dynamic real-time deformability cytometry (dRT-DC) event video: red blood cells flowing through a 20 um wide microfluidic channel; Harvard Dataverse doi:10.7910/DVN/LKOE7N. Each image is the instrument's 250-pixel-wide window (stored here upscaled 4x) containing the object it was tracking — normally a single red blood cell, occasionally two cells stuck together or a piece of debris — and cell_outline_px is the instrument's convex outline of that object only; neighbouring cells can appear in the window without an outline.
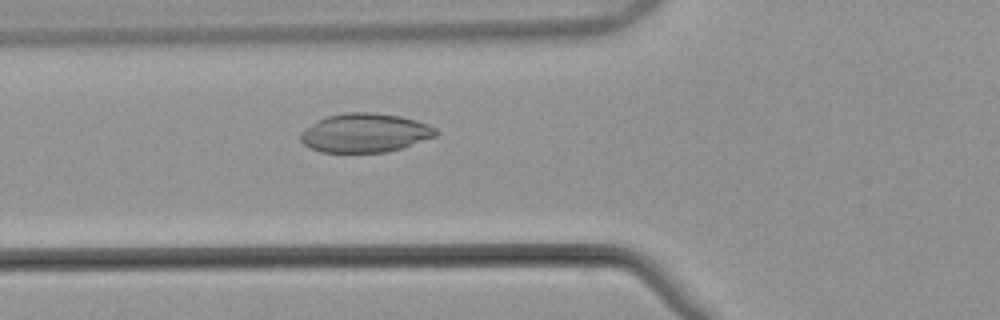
{"species": "common noctule bat (a hibernating species)", "species_latin": "Nyctalus noctula", "temperature_condition": "warm", "stored_images_in_passage": 39, "camera_frame_rate_fps": 3000, "um_per_image_px": 0.085, "animal": {"sex": "male", "body_mass_g": 21.5, "forearm_length_mm": 52.0}, "frame": {"image": 1, "passage_image": 6, "time_ms": 1.667, "image_size_px": [1000, 320], "cell_outline_px": [[440, 132], [436, 136], [400, 148], [384, 152], [320, 152], [304, 144], [300, 140], [300, 132], [316, 120], [324, 116], [344, 112], [372, 112], [400, 116], [416, 120], [428, 124], [436, 128]], "centroid_in_image_um": [31.0, 11.28], "position_along_channel_um": 94.8, "area_um2": 30.81}}
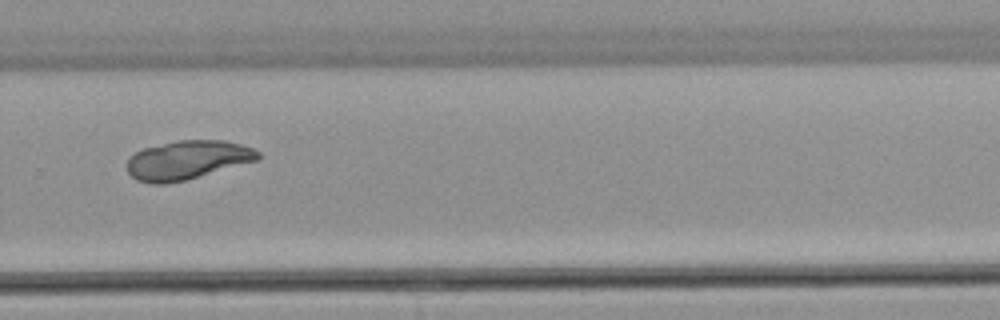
{"frame": {"image": 2, "passage_image": 23, "time_ms": 7.333, "image_size_px": [1000, 320], "cell_outline_px": [[260, 156], [256, 160], [184, 180], [164, 184], [152, 184], [136, 180], [128, 172], [128, 160], [136, 152], [144, 148], [176, 140], [224, 140], [240, 144], [252, 148], [260, 152]], "centroid_in_image_um": [15.9, 13.59], "position_along_channel_um": 313.9, "area_um2": 29.19}}
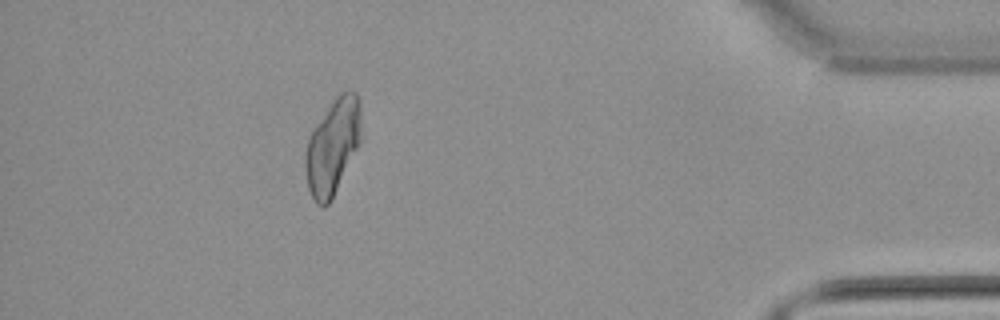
{"frame": {"image": 3, "passage_image": 34, "time_ms": 11.0, "image_size_px": [1000, 320], "cell_outline_px": [[360, 140], [328, 204], [324, 208], [316, 204], [308, 188], [304, 168], [304, 156], [308, 140], [312, 128], [332, 100], [340, 92], [348, 88], [356, 92], [360, 100]], "centroid_in_image_um": [28.24, 12.38], "position_along_channel_um": 407.0, "area_um2": 30.75}}